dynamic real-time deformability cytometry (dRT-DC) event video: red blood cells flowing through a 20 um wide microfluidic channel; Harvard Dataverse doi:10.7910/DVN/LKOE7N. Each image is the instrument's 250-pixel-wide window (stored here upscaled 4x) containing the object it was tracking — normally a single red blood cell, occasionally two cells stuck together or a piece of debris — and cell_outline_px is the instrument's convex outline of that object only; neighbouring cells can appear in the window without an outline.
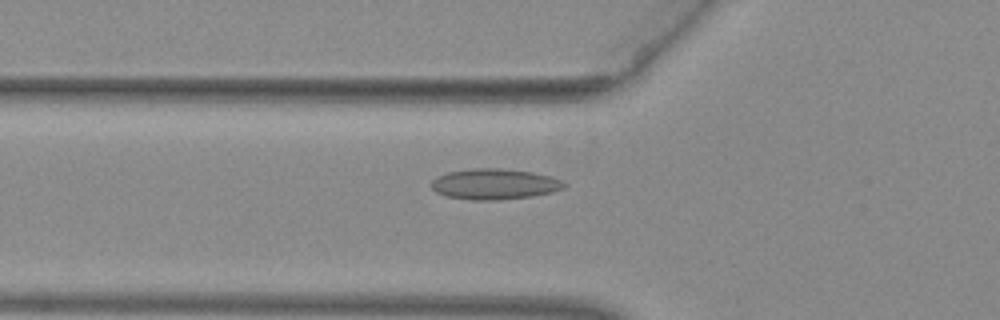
{"species": "common noctule bat (a hibernating species)", "species_latin": "Nyctalus noctula", "temperature_condition": "warm", "stored_images_in_passage": 53, "camera_frame_rate_fps": 3000, "um_per_image_px": 0.085, "animal": {"sex": "female", "body_mass_g": 29.2, "forearm_length_mm": 56.3}, "frame": {"image": 1, "passage_image": 20, "time_ms": 6.333, "image_size_px": [1000, 320], "cell_outline_px": [[568, 184], [564, 188], [552, 192], [532, 196], [500, 200], [472, 200], [448, 196], [436, 192], [432, 188], [432, 180], [436, 176], [448, 172], [472, 168], [500, 168], [532, 172], [552, 176]], "centroid_in_image_um": [42.05, 15.64], "position_along_channel_um": 83.8, "area_um2": 23.81}}
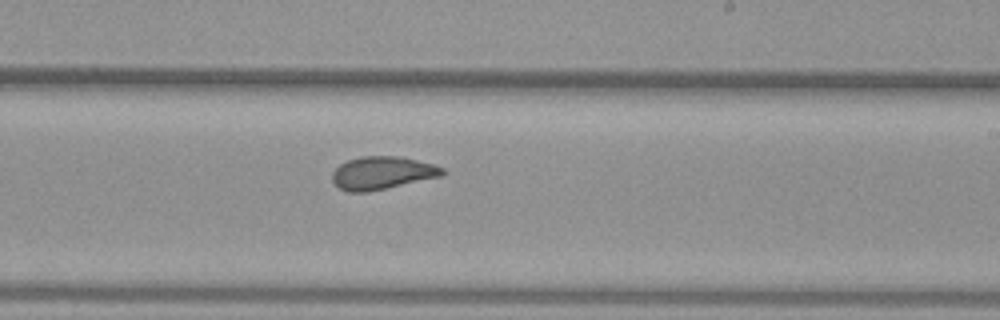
{"frame": {"image": 2, "passage_image": 33, "time_ms": 10.667, "image_size_px": [1000, 320], "cell_outline_px": [[444, 172], [440, 176], [368, 192], [348, 192], [340, 188], [332, 180], [332, 172], [340, 164], [348, 160], [360, 156], [396, 156], [416, 160], [432, 164], [444, 168]], "centroid_in_image_um": [32.44, 14.7], "position_along_channel_um": 256.6, "area_um2": 20.81}}
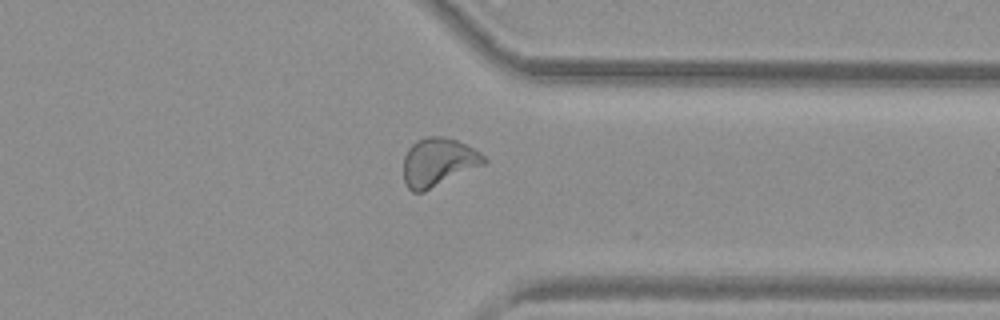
{"frame": {"image": 3, "passage_image": 42, "time_ms": 13.667, "image_size_px": [1000, 320], "cell_outline_px": [[488, 160], [484, 164], [424, 192], [412, 192], [408, 188], [404, 180], [404, 156], [408, 148], [416, 140], [428, 136], [444, 136], [456, 140], [480, 152]], "centroid_in_image_um": [37.23, 13.78], "position_along_channel_um": 374.2, "area_um2": 22.6}, "authors_computed_cell_mechanics": {"area_um2": 22.0796, "velocity_mm_per_s": 3.9763, "shape_relaxation_time_tau1_ms": null, "shape_relaxation_time_tau2_ms": 1.2414, "deformation_change_tau1": null, "deformation_change_tau2": 0.0683}}